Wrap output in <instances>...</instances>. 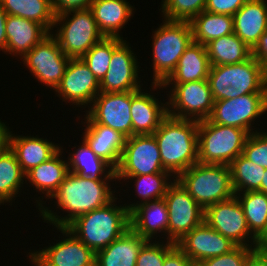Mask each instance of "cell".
<instances>
[{
    "label": "cell",
    "instance_id": "836d02e7",
    "mask_svg": "<svg viewBox=\"0 0 267 266\" xmlns=\"http://www.w3.org/2000/svg\"><path fill=\"white\" fill-rule=\"evenodd\" d=\"M0 4L7 15L35 21L49 33L53 30L55 13L51 0H0Z\"/></svg>",
    "mask_w": 267,
    "mask_h": 266
},
{
    "label": "cell",
    "instance_id": "1f68e13d",
    "mask_svg": "<svg viewBox=\"0 0 267 266\" xmlns=\"http://www.w3.org/2000/svg\"><path fill=\"white\" fill-rule=\"evenodd\" d=\"M205 47L211 66L237 64L252 56V49L235 33L214 39Z\"/></svg>",
    "mask_w": 267,
    "mask_h": 266
},
{
    "label": "cell",
    "instance_id": "9c48e42d",
    "mask_svg": "<svg viewBox=\"0 0 267 266\" xmlns=\"http://www.w3.org/2000/svg\"><path fill=\"white\" fill-rule=\"evenodd\" d=\"M170 89L167 97L168 115L194 121L207 120L214 100L207 80L185 83H162Z\"/></svg>",
    "mask_w": 267,
    "mask_h": 266
},
{
    "label": "cell",
    "instance_id": "f6af8a7d",
    "mask_svg": "<svg viewBox=\"0 0 267 266\" xmlns=\"http://www.w3.org/2000/svg\"><path fill=\"white\" fill-rule=\"evenodd\" d=\"M163 266H197L175 245L166 255Z\"/></svg>",
    "mask_w": 267,
    "mask_h": 266
},
{
    "label": "cell",
    "instance_id": "7bdbcfd3",
    "mask_svg": "<svg viewBox=\"0 0 267 266\" xmlns=\"http://www.w3.org/2000/svg\"><path fill=\"white\" fill-rule=\"evenodd\" d=\"M247 0H207L205 11L233 16Z\"/></svg>",
    "mask_w": 267,
    "mask_h": 266
},
{
    "label": "cell",
    "instance_id": "d4e9b609",
    "mask_svg": "<svg viewBox=\"0 0 267 266\" xmlns=\"http://www.w3.org/2000/svg\"><path fill=\"white\" fill-rule=\"evenodd\" d=\"M234 33L251 49L267 31V0H247L233 15Z\"/></svg>",
    "mask_w": 267,
    "mask_h": 266
},
{
    "label": "cell",
    "instance_id": "ac0fdd59",
    "mask_svg": "<svg viewBox=\"0 0 267 266\" xmlns=\"http://www.w3.org/2000/svg\"><path fill=\"white\" fill-rule=\"evenodd\" d=\"M123 40L114 50L109 69L100 82V91L107 93L137 91L142 88L140 61L130 43ZM139 73V74H138ZM142 82V83H141ZM141 83V84H140Z\"/></svg>",
    "mask_w": 267,
    "mask_h": 266
},
{
    "label": "cell",
    "instance_id": "4dcf8cb0",
    "mask_svg": "<svg viewBox=\"0 0 267 266\" xmlns=\"http://www.w3.org/2000/svg\"><path fill=\"white\" fill-rule=\"evenodd\" d=\"M24 181L25 173L14 152L6 145L0 151V206L5 203H11L9 205L12 206V202L22 192Z\"/></svg>",
    "mask_w": 267,
    "mask_h": 266
},
{
    "label": "cell",
    "instance_id": "30bf717a",
    "mask_svg": "<svg viewBox=\"0 0 267 266\" xmlns=\"http://www.w3.org/2000/svg\"><path fill=\"white\" fill-rule=\"evenodd\" d=\"M266 111L267 94H244L232 99L214 101L207 120L223 126L238 127L250 134L260 130L254 121L267 114Z\"/></svg>",
    "mask_w": 267,
    "mask_h": 266
},
{
    "label": "cell",
    "instance_id": "681fc988",
    "mask_svg": "<svg viewBox=\"0 0 267 266\" xmlns=\"http://www.w3.org/2000/svg\"><path fill=\"white\" fill-rule=\"evenodd\" d=\"M6 123L7 122L4 123L0 119V151L7 145L9 127Z\"/></svg>",
    "mask_w": 267,
    "mask_h": 266
},
{
    "label": "cell",
    "instance_id": "83f0119b",
    "mask_svg": "<svg viewBox=\"0 0 267 266\" xmlns=\"http://www.w3.org/2000/svg\"><path fill=\"white\" fill-rule=\"evenodd\" d=\"M147 241L128 229L110 245L96 252L95 266H136L137 256Z\"/></svg>",
    "mask_w": 267,
    "mask_h": 266
},
{
    "label": "cell",
    "instance_id": "8d00e7d4",
    "mask_svg": "<svg viewBox=\"0 0 267 266\" xmlns=\"http://www.w3.org/2000/svg\"><path fill=\"white\" fill-rule=\"evenodd\" d=\"M231 181L235 193L258 191L265 168L249 161L243 154L229 164Z\"/></svg>",
    "mask_w": 267,
    "mask_h": 266
},
{
    "label": "cell",
    "instance_id": "f546056e",
    "mask_svg": "<svg viewBox=\"0 0 267 266\" xmlns=\"http://www.w3.org/2000/svg\"><path fill=\"white\" fill-rule=\"evenodd\" d=\"M210 62L206 47L192 42L179 58L175 70L163 83H185L207 80Z\"/></svg>",
    "mask_w": 267,
    "mask_h": 266
},
{
    "label": "cell",
    "instance_id": "c3c4849f",
    "mask_svg": "<svg viewBox=\"0 0 267 266\" xmlns=\"http://www.w3.org/2000/svg\"><path fill=\"white\" fill-rule=\"evenodd\" d=\"M6 19L7 13L3 10L0 4V51H2L4 54H6L7 44Z\"/></svg>",
    "mask_w": 267,
    "mask_h": 266
},
{
    "label": "cell",
    "instance_id": "f1b7e54d",
    "mask_svg": "<svg viewBox=\"0 0 267 266\" xmlns=\"http://www.w3.org/2000/svg\"><path fill=\"white\" fill-rule=\"evenodd\" d=\"M72 148L75 150L67 157L69 172L96 181H116L115 169L97 156L84 140L77 149L76 146Z\"/></svg>",
    "mask_w": 267,
    "mask_h": 266
},
{
    "label": "cell",
    "instance_id": "9a60e30c",
    "mask_svg": "<svg viewBox=\"0 0 267 266\" xmlns=\"http://www.w3.org/2000/svg\"><path fill=\"white\" fill-rule=\"evenodd\" d=\"M169 214L168 242L176 243L204 222V209L175 179L164 196Z\"/></svg>",
    "mask_w": 267,
    "mask_h": 266
},
{
    "label": "cell",
    "instance_id": "d6a6232c",
    "mask_svg": "<svg viewBox=\"0 0 267 266\" xmlns=\"http://www.w3.org/2000/svg\"><path fill=\"white\" fill-rule=\"evenodd\" d=\"M193 42L204 46L223 36L234 33L233 16L202 11L190 21Z\"/></svg>",
    "mask_w": 267,
    "mask_h": 266
},
{
    "label": "cell",
    "instance_id": "52a82bcc",
    "mask_svg": "<svg viewBox=\"0 0 267 266\" xmlns=\"http://www.w3.org/2000/svg\"><path fill=\"white\" fill-rule=\"evenodd\" d=\"M55 27L57 29H53L51 34L69 58H81L104 38L90 9L71 10L55 15L53 28Z\"/></svg>",
    "mask_w": 267,
    "mask_h": 266
},
{
    "label": "cell",
    "instance_id": "484cf974",
    "mask_svg": "<svg viewBox=\"0 0 267 266\" xmlns=\"http://www.w3.org/2000/svg\"><path fill=\"white\" fill-rule=\"evenodd\" d=\"M48 34L49 32L35 21L7 15L6 55L9 54L21 59Z\"/></svg>",
    "mask_w": 267,
    "mask_h": 266
},
{
    "label": "cell",
    "instance_id": "e575fe53",
    "mask_svg": "<svg viewBox=\"0 0 267 266\" xmlns=\"http://www.w3.org/2000/svg\"><path fill=\"white\" fill-rule=\"evenodd\" d=\"M173 178V179H172ZM175 177L170 172H161V173H153V174H145V175H137V176H129L123 181L124 183L130 182L135 185L134 190L137 193L136 197H138L139 201H135L131 204L125 203L124 205L127 207L130 212L136 206L150 202L152 200H157L164 198L167 193L168 187L175 181ZM128 204V205H127Z\"/></svg>",
    "mask_w": 267,
    "mask_h": 266
},
{
    "label": "cell",
    "instance_id": "ee69618b",
    "mask_svg": "<svg viewBox=\"0 0 267 266\" xmlns=\"http://www.w3.org/2000/svg\"><path fill=\"white\" fill-rule=\"evenodd\" d=\"M93 0H51L55 15L71 10L89 9Z\"/></svg>",
    "mask_w": 267,
    "mask_h": 266
},
{
    "label": "cell",
    "instance_id": "f907efd6",
    "mask_svg": "<svg viewBox=\"0 0 267 266\" xmlns=\"http://www.w3.org/2000/svg\"><path fill=\"white\" fill-rule=\"evenodd\" d=\"M258 248L267 249V230L266 232L258 239Z\"/></svg>",
    "mask_w": 267,
    "mask_h": 266
},
{
    "label": "cell",
    "instance_id": "60d3db41",
    "mask_svg": "<svg viewBox=\"0 0 267 266\" xmlns=\"http://www.w3.org/2000/svg\"><path fill=\"white\" fill-rule=\"evenodd\" d=\"M267 129L250 133L245 141L243 155L254 164L267 169ZM266 131V132H265Z\"/></svg>",
    "mask_w": 267,
    "mask_h": 266
},
{
    "label": "cell",
    "instance_id": "8992f818",
    "mask_svg": "<svg viewBox=\"0 0 267 266\" xmlns=\"http://www.w3.org/2000/svg\"><path fill=\"white\" fill-rule=\"evenodd\" d=\"M176 179L203 209L235 195L229 165L197 162Z\"/></svg>",
    "mask_w": 267,
    "mask_h": 266
},
{
    "label": "cell",
    "instance_id": "5b68a950",
    "mask_svg": "<svg viewBox=\"0 0 267 266\" xmlns=\"http://www.w3.org/2000/svg\"><path fill=\"white\" fill-rule=\"evenodd\" d=\"M152 83L162 84L175 70L179 58L193 42L190 21L163 22L152 32Z\"/></svg>",
    "mask_w": 267,
    "mask_h": 266
},
{
    "label": "cell",
    "instance_id": "5bb4252c",
    "mask_svg": "<svg viewBox=\"0 0 267 266\" xmlns=\"http://www.w3.org/2000/svg\"><path fill=\"white\" fill-rule=\"evenodd\" d=\"M57 232L62 233V240L41 248L28 252L29 261L33 266H95L96 253L88 248L82 241L77 239L65 227L58 228ZM59 230V231H58Z\"/></svg>",
    "mask_w": 267,
    "mask_h": 266
},
{
    "label": "cell",
    "instance_id": "ab89813d",
    "mask_svg": "<svg viewBox=\"0 0 267 266\" xmlns=\"http://www.w3.org/2000/svg\"><path fill=\"white\" fill-rule=\"evenodd\" d=\"M162 241V242H161ZM176 245L166 240H148L137 256L136 266H163L165 255Z\"/></svg>",
    "mask_w": 267,
    "mask_h": 266
},
{
    "label": "cell",
    "instance_id": "bcb514c9",
    "mask_svg": "<svg viewBox=\"0 0 267 266\" xmlns=\"http://www.w3.org/2000/svg\"><path fill=\"white\" fill-rule=\"evenodd\" d=\"M252 56L265 68H267V31L260 37L256 46L252 49Z\"/></svg>",
    "mask_w": 267,
    "mask_h": 266
},
{
    "label": "cell",
    "instance_id": "ba28073f",
    "mask_svg": "<svg viewBox=\"0 0 267 266\" xmlns=\"http://www.w3.org/2000/svg\"><path fill=\"white\" fill-rule=\"evenodd\" d=\"M249 133L238 127L223 126L199 121L198 162L202 164L229 165L243 153Z\"/></svg>",
    "mask_w": 267,
    "mask_h": 266
},
{
    "label": "cell",
    "instance_id": "816d5d0a",
    "mask_svg": "<svg viewBox=\"0 0 267 266\" xmlns=\"http://www.w3.org/2000/svg\"><path fill=\"white\" fill-rule=\"evenodd\" d=\"M259 192L267 194V169H265V173L261 182Z\"/></svg>",
    "mask_w": 267,
    "mask_h": 266
},
{
    "label": "cell",
    "instance_id": "4fadbf2b",
    "mask_svg": "<svg viewBox=\"0 0 267 266\" xmlns=\"http://www.w3.org/2000/svg\"><path fill=\"white\" fill-rule=\"evenodd\" d=\"M21 60L30 75L45 84L46 89L49 87L54 91L65 74L70 58L62 51L56 38L49 33Z\"/></svg>",
    "mask_w": 267,
    "mask_h": 266
},
{
    "label": "cell",
    "instance_id": "cb8c5ba5",
    "mask_svg": "<svg viewBox=\"0 0 267 266\" xmlns=\"http://www.w3.org/2000/svg\"><path fill=\"white\" fill-rule=\"evenodd\" d=\"M82 139L91 150L114 169L119 165L126 137L119 131L98 123H82Z\"/></svg>",
    "mask_w": 267,
    "mask_h": 266
},
{
    "label": "cell",
    "instance_id": "f35d334b",
    "mask_svg": "<svg viewBox=\"0 0 267 266\" xmlns=\"http://www.w3.org/2000/svg\"><path fill=\"white\" fill-rule=\"evenodd\" d=\"M207 0H162V20L191 21L205 10Z\"/></svg>",
    "mask_w": 267,
    "mask_h": 266
},
{
    "label": "cell",
    "instance_id": "4316f807",
    "mask_svg": "<svg viewBox=\"0 0 267 266\" xmlns=\"http://www.w3.org/2000/svg\"><path fill=\"white\" fill-rule=\"evenodd\" d=\"M89 9L104 37L118 38H124L120 31L135 12V7L127 0H93Z\"/></svg>",
    "mask_w": 267,
    "mask_h": 266
},
{
    "label": "cell",
    "instance_id": "d6986e66",
    "mask_svg": "<svg viewBox=\"0 0 267 266\" xmlns=\"http://www.w3.org/2000/svg\"><path fill=\"white\" fill-rule=\"evenodd\" d=\"M150 85L151 92L145 88L131 91L132 135H153L168 115L167 101L159 102L156 93L153 94L157 89L164 90L162 84L151 82Z\"/></svg>",
    "mask_w": 267,
    "mask_h": 266
},
{
    "label": "cell",
    "instance_id": "74e56055",
    "mask_svg": "<svg viewBox=\"0 0 267 266\" xmlns=\"http://www.w3.org/2000/svg\"><path fill=\"white\" fill-rule=\"evenodd\" d=\"M124 40L118 37H104L96 43L81 59L99 82L105 77L109 69L113 50Z\"/></svg>",
    "mask_w": 267,
    "mask_h": 266
},
{
    "label": "cell",
    "instance_id": "7dc6e473",
    "mask_svg": "<svg viewBox=\"0 0 267 266\" xmlns=\"http://www.w3.org/2000/svg\"><path fill=\"white\" fill-rule=\"evenodd\" d=\"M245 266H267V249L256 248L248 256Z\"/></svg>",
    "mask_w": 267,
    "mask_h": 266
},
{
    "label": "cell",
    "instance_id": "b9f144b4",
    "mask_svg": "<svg viewBox=\"0 0 267 266\" xmlns=\"http://www.w3.org/2000/svg\"><path fill=\"white\" fill-rule=\"evenodd\" d=\"M256 248L236 246L229 253L203 260L197 266H245L248 256Z\"/></svg>",
    "mask_w": 267,
    "mask_h": 266
},
{
    "label": "cell",
    "instance_id": "603a6c76",
    "mask_svg": "<svg viewBox=\"0 0 267 266\" xmlns=\"http://www.w3.org/2000/svg\"><path fill=\"white\" fill-rule=\"evenodd\" d=\"M29 135L23 136V134L17 135V133L15 135L10 128L7 135V145L16 155L25 174L42 162L48 161L61 149L60 144L51 141V139Z\"/></svg>",
    "mask_w": 267,
    "mask_h": 266
},
{
    "label": "cell",
    "instance_id": "8fae6325",
    "mask_svg": "<svg viewBox=\"0 0 267 266\" xmlns=\"http://www.w3.org/2000/svg\"><path fill=\"white\" fill-rule=\"evenodd\" d=\"M168 172L162 166L160 150L154 135H132L125 140L116 180L129 176Z\"/></svg>",
    "mask_w": 267,
    "mask_h": 266
},
{
    "label": "cell",
    "instance_id": "44dd1931",
    "mask_svg": "<svg viewBox=\"0 0 267 266\" xmlns=\"http://www.w3.org/2000/svg\"><path fill=\"white\" fill-rule=\"evenodd\" d=\"M63 152V146H61V149L48 161L42 162L25 174L24 183H29L33 188L35 187L36 192H39V194L42 192L41 194H43L38 198L35 197L37 200L34 199L38 210L43 207V204H46L47 199H51L57 192L60 184L69 173L68 160H64L67 158H63L65 157L62 156V154H65ZM43 197L46 199L45 202Z\"/></svg>",
    "mask_w": 267,
    "mask_h": 266
},
{
    "label": "cell",
    "instance_id": "2e32d148",
    "mask_svg": "<svg viewBox=\"0 0 267 266\" xmlns=\"http://www.w3.org/2000/svg\"><path fill=\"white\" fill-rule=\"evenodd\" d=\"M91 105L83 111L81 123H98L119 131L126 138L132 136L131 91L100 92Z\"/></svg>",
    "mask_w": 267,
    "mask_h": 266
},
{
    "label": "cell",
    "instance_id": "277c9868",
    "mask_svg": "<svg viewBox=\"0 0 267 266\" xmlns=\"http://www.w3.org/2000/svg\"><path fill=\"white\" fill-rule=\"evenodd\" d=\"M207 81L214 101L267 94L266 68L253 56L237 64L211 66Z\"/></svg>",
    "mask_w": 267,
    "mask_h": 266
},
{
    "label": "cell",
    "instance_id": "3957f363",
    "mask_svg": "<svg viewBox=\"0 0 267 266\" xmlns=\"http://www.w3.org/2000/svg\"><path fill=\"white\" fill-rule=\"evenodd\" d=\"M117 197L100 208L76 217L65 228L95 253L107 247L130 229L129 211L120 202L117 205Z\"/></svg>",
    "mask_w": 267,
    "mask_h": 266
},
{
    "label": "cell",
    "instance_id": "d590c367",
    "mask_svg": "<svg viewBox=\"0 0 267 266\" xmlns=\"http://www.w3.org/2000/svg\"><path fill=\"white\" fill-rule=\"evenodd\" d=\"M235 195L243 208L250 232L259 239L267 230V194L248 191Z\"/></svg>",
    "mask_w": 267,
    "mask_h": 266
},
{
    "label": "cell",
    "instance_id": "e0dca14e",
    "mask_svg": "<svg viewBox=\"0 0 267 266\" xmlns=\"http://www.w3.org/2000/svg\"><path fill=\"white\" fill-rule=\"evenodd\" d=\"M100 92V82L81 58H70L65 74L54 90L62 102L83 109L89 108Z\"/></svg>",
    "mask_w": 267,
    "mask_h": 266
},
{
    "label": "cell",
    "instance_id": "7c38bea8",
    "mask_svg": "<svg viewBox=\"0 0 267 266\" xmlns=\"http://www.w3.org/2000/svg\"><path fill=\"white\" fill-rule=\"evenodd\" d=\"M204 222L237 246L258 248V239L250 232L236 195L205 208Z\"/></svg>",
    "mask_w": 267,
    "mask_h": 266
},
{
    "label": "cell",
    "instance_id": "6da1fadb",
    "mask_svg": "<svg viewBox=\"0 0 267 266\" xmlns=\"http://www.w3.org/2000/svg\"><path fill=\"white\" fill-rule=\"evenodd\" d=\"M110 182L114 181H96L69 172L50 199H55V209H61L62 215L61 211L59 216L55 209L51 210V206L45 204L39 210V217L55 229L66 227L76 217L108 204L117 196Z\"/></svg>",
    "mask_w": 267,
    "mask_h": 266
},
{
    "label": "cell",
    "instance_id": "ffe728a7",
    "mask_svg": "<svg viewBox=\"0 0 267 266\" xmlns=\"http://www.w3.org/2000/svg\"><path fill=\"white\" fill-rule=\"evenodd\" d=\"M176 245L196 265L203 260L229 253L237 246L205 222L185 234Z\"/></svg>",
    "mask_w": 267,
    "mask_h": 266
},
{
    "label": "cell",
    "instance_id": "7a4b0ae2",
    "mask_svg": "<svg viewBox=\"0 0 267 266\" xmlns=\"http://www.w3.org/2000/svg\"><path fill=\"white\" fill-rule=\"evenodd\" d=\"M198 124L167 115L153 133L162 166L175 178L198 162Z\"/></svg>",
    "mask_w": 267,
    "mask_h": 266
},
{
    "label": "cell",
    "instance_id": "7402d4cb",
    "mask_svg": "<svg viewBox=\"0 0 267 266\" xmlns=\"http://www.w3.org/2000/svg\"><path fill=\"white\" fill-rule=\"evenodd\" d=\"M129 219L130 229L142 238L157 241L163 235L159 237L168 241L169 214L164 198L136 206L129 212Z\"/></svg>",
    "mask_w": 267,
    "mask_h": 266
}]
</instances>
